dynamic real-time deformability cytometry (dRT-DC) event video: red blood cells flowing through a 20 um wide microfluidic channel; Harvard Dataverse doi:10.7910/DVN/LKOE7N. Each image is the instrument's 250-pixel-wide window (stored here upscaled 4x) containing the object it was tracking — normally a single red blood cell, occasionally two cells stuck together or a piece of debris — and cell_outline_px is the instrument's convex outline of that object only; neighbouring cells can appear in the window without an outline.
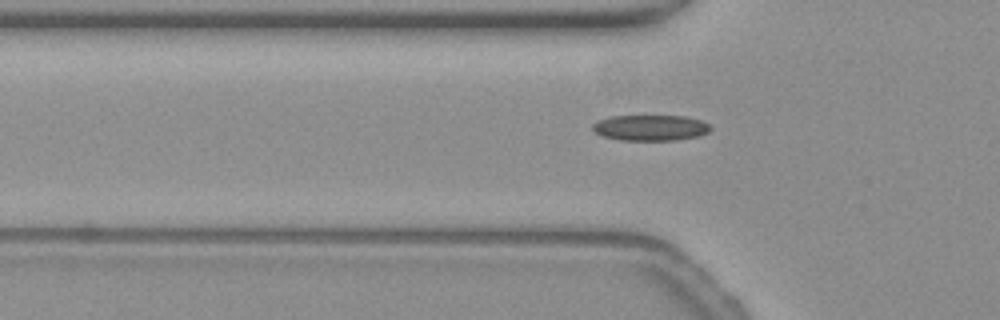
{"species": "common noctule bat (a hibernating species)", "species_latin": "Nyctalus noctula", "temperature_condition": "warm", "stored_images_in_passage": 38, "camera_frame_rate_fps": 3000, "um_per_image_px": 0.085, "animal": {"sex": "female", "body_mass_g": 19.3, "forearm_length_mm": 54.1}, "frame": {"image": 1, "passage_image": 2, "time_ms": 0.333, "image_size_px": [1000, 320], "cell_outline_px": [[712, 128], [708, 132], [696, 136], [672, 140], [620, 140], [604, 136], [596, 132], [592, 128], [592, 124], [608, 116], [684, 116], [700, 120], [708, 124]], "centroid_in_image_um": [55.27, 10.85], "position_along_channel_um": 70.5, "area_um2": 17.46}}
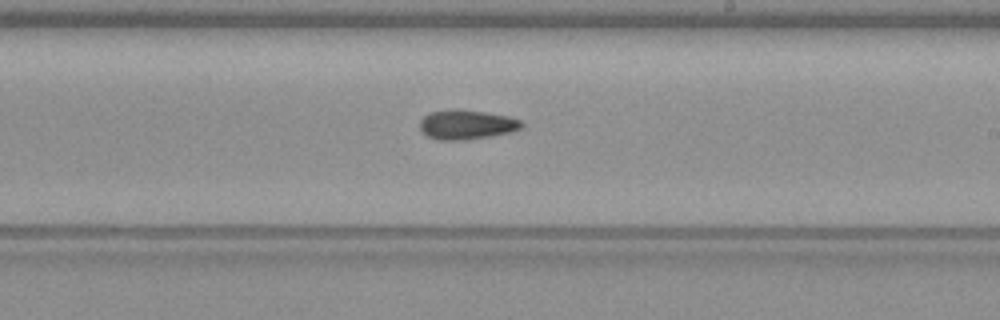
{"frame": {"image": 2, "passage_image": 16, "time_ms": 5.0, "image_size_px": [1000, 320], "cell_outline_px": [[524, 124], [520, 128], [508, 132], [488, 136], [464, 140], [440, 140], [428, 136], [420, 128], [420, 120], [428, 112], [484, 112], [508, 116], [520, 120]], "centroid_in_image_um": [39.66, 10.63], "position_along_channel_um": 249.3, "area_um2": 16.53}}
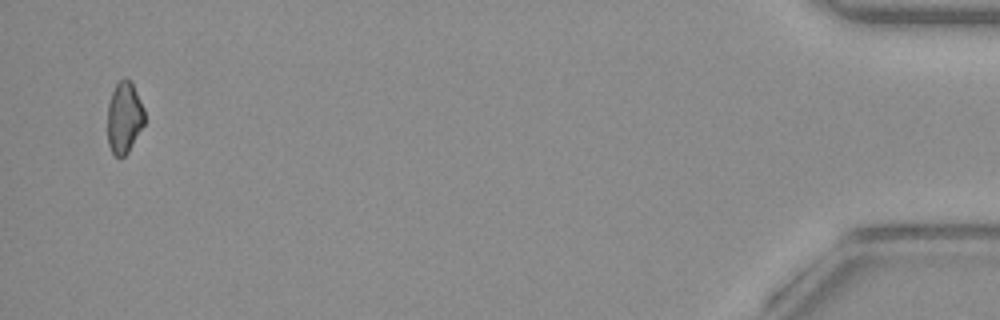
{"frame": {"image": 3, "passage_image": 37, "time_ms": 12.0, "image_size_px": [1000, 320], "cell_outline_px": [[144, 124], [128, 152], [124, 156], [116, 156], [112, 152], [108, 144], [108, 104], [112, 92], [116, 84], [124, 76], [132, 80], [144, 108]], "centroid_in_image_um": [10.57, 9.94], "position_along_channel_um": 424.6, "area_um2": 15.49}, "authors_computed_cell_mechanics": {"area_um2": 16.9643, "velocity_mm_per_s": 3.8158, "shape_relaxation_time_tau1_ms": null, "shape_relaxation_time_tau2_ms": 8.6624, "deformation_change_tau1": null, "deformation_change_tau2": 0.1553}}